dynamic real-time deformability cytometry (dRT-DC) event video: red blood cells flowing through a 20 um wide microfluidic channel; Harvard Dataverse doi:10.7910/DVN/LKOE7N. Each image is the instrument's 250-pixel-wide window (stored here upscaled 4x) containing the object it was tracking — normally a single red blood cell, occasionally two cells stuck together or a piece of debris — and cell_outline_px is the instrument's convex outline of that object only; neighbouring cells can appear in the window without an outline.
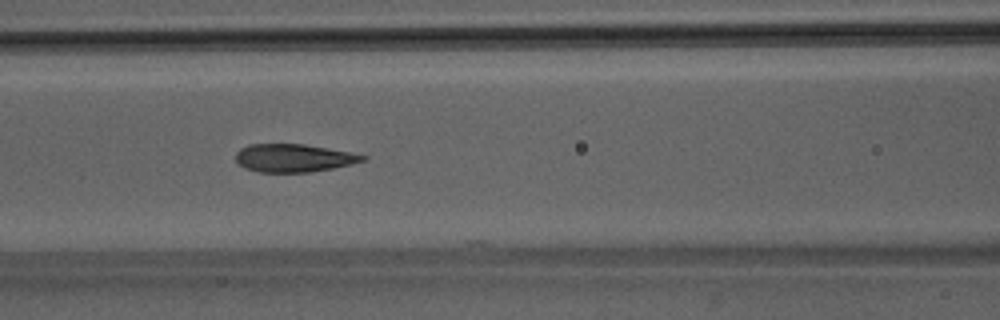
{"species": "Egyptian fruit bat (a non-hibernating species)", "species_latin": "Rousettus aegyptiacus", "temperature_condition": "room temperature", "stored_images_in_passage": 38, "camera_frame_rate_fps": 3000, "um_per_image_px": 0.085, "animal": {"sex": "male"}, "frame": {"image": 1, "passage_image": 9, "time_ms": 2.667, "image_size_px": [1000, 320], "cell_outline_px": [[368, 156], [364, 160], [332, 168], [308, 172], [260, 172], [244, 168], [236, 164], [236, 152], [240, 148], [248, 144], [304, 144], [348, 152]], "centroid_in_image_um": [24.87, 13.43], "position_along_channel_um": 141.7, "area_um2": 20.52}}
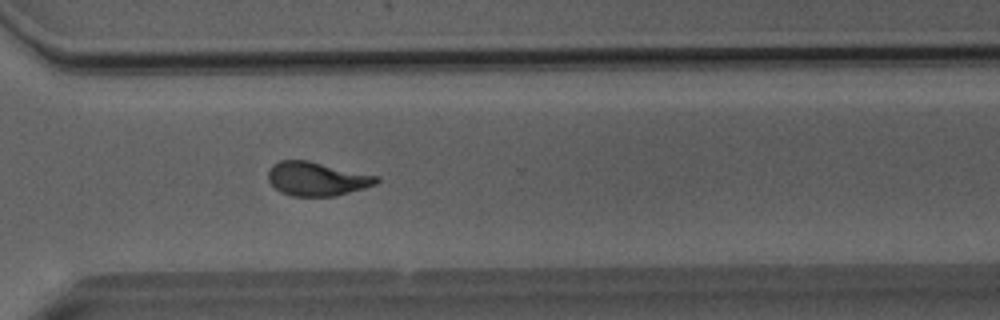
{"frame": {"image": 2, "passage_image": 24, "time_ms": 7.667, "image_size_px": [1000, 320], "cell_outline_px": [[380, 180], [376, 184], [364, 188], [336, 196], [292, 196], [280, 192], [268, 180], [268, 172], [272, 164], [280, 160], [308, 160], [380, 176]], "centroid_in_image_um": [26.94, 15.19], "position_along_channel_um": 343.7, "area_um2": 21.5}}
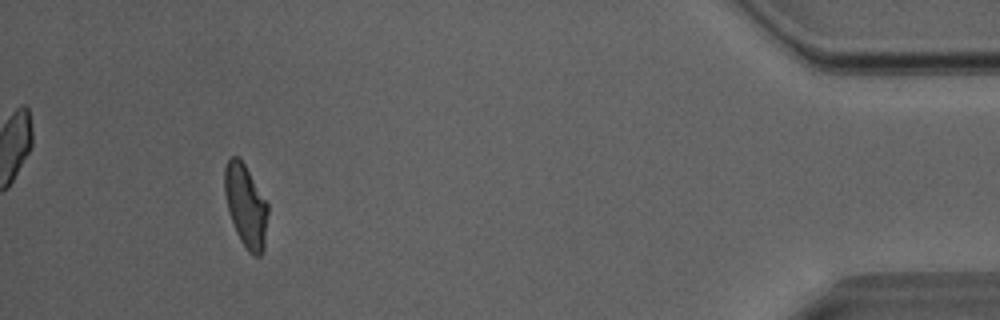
{"frame": {"image": 3, "passage_image": 34, "time_ms": 11.0, "image_size_px": [1000, 320], "cell_outline_px": [[268, 212], [264, 252], [260, 256], [252, 256], [248, 252], [240, 240], [236, 232], [228, 212], [224, 192], [224, 168], [228, 160], [232, 156], [236, 156], [244, 164], [268, 204]], "centroid_in_image_um": [20.89, 17.55], "position_along_channel_um": 414.3, "area_um2": 20.92}, "authors_computed_cell_mechanics": {"area_um2": 21.4438, "velocity_mm_per_s": 4.0472, "shape_relaxation_time_tau1_ms": 5.7214, "shape_relaxation_time_tau2_ms": 1.3297, "deformation_change_tau1": 0.1999, "deformation_change_tau2": 0.0843}}